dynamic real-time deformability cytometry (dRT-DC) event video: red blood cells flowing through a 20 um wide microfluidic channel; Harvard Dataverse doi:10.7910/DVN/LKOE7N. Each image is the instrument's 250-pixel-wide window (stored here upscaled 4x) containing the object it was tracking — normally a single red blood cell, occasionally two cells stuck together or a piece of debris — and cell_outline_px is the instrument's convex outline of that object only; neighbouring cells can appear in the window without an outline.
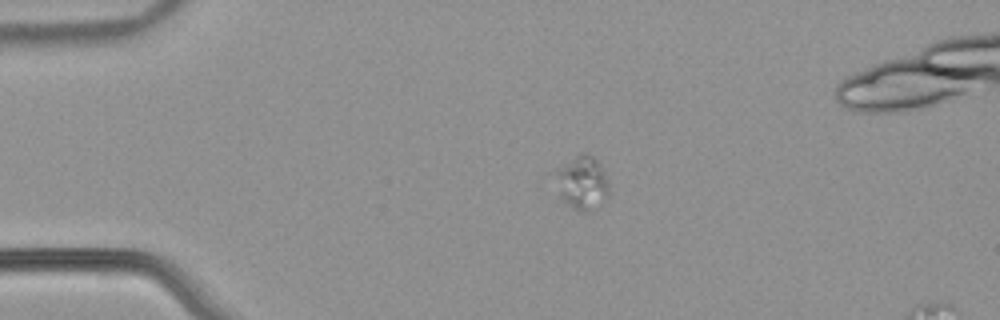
{"species": "common noctule bat (a hibernating species)", "species_latin": "Nyctalus noctula", "temperature_condition": "warm", "stored_images_in_passage": 37, "camera_frame_rate_fps": 3000, "um_per_image_px": 0.085, "animal": {"sex": "male", "body_mass_g": 21.5, "forearm_length_mm": 52.0}, "frame": {"image": 1, "passage_image": 16, "time_ms": 5.0, "image_size_px": [1000, 320], "cell_outline_px": [[608, 196], [604, 200], [584, 212], [580, 212], [572, 208], [560, 200], [552, 172], [580, 152], [588, 152], [596, 160], [604, 172], [608, 180]], "centroid_in_image_um": [49.41, 15.51], "position_along_channel_um": 35.6, "area_um2": 16.94}}
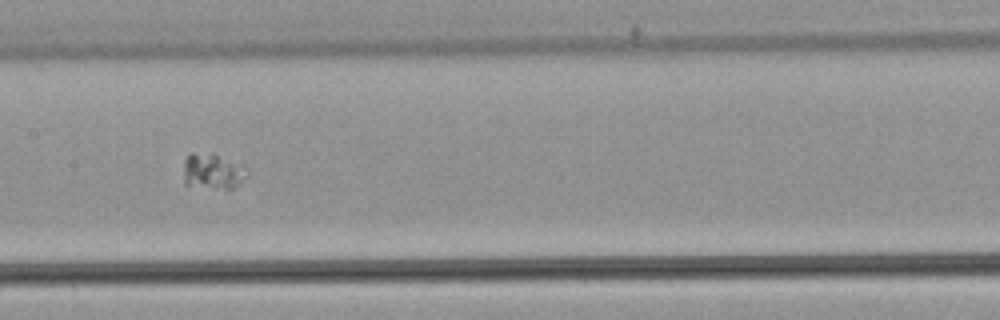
{"frame": {"image": 2, "passage_image": 32, "time_ms": 10.333, "image_size_px": [1000, 320], "cell_outline_px": [[248, 176], [232, 188], [224, 188], [184, 184], [184, 160], [192, 152], [212, 152], [244, 164]], "centroid_in_image_um": [18.1, 14.5], "position_along_channel_um": 189.3, "area_um2": 13.24}}
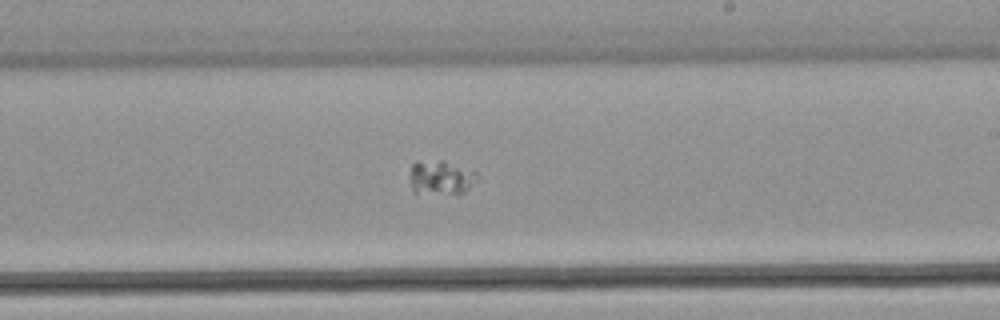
{"frame": {"image": 3, "passage_image": 37, "time_ms": 12.0, "image_size_px": [1000, 320], "cell_outline_px": [[476, 180], [464, 192], [456, 196], [412, 192], [412, 164], [416, 160], [444, 160], [476, 172]], "centroid_in_image_um": [37.47, 15.11], "position_along_channel_um": 251.5, "area_um2": 13.58}}